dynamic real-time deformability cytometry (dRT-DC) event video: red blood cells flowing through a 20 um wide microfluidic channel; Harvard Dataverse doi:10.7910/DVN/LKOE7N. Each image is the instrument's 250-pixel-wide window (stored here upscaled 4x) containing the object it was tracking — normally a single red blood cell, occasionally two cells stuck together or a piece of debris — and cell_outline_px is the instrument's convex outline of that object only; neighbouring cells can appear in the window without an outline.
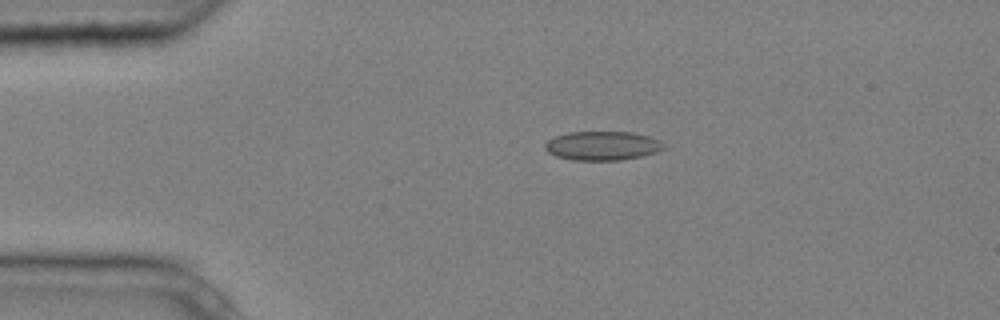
{"species": "common noctule bat (a hibernating species)", "species_latin": "Nyctalus noctula", "temperature_condition": "cold", "stored_images_in_passage": 3, "camera_frame_rate_fps": 3000, "um_per_image_px": 0.085, "animal": {"sex": "male", "body_mass_g": 20.4}, "frame": {"image": 1, "passage_image": 2, "time_ms": 0.333, "image_size_px": [1000, 320], "cell_outline_px": [[664, 148], [656, 152], [640, 156], [620, 160], [572, 160], [556, 156], [548, 152], [544, 148], [544, 144], [548, 140], [556, 136], [568, 132], [632, 132], [648, 136], [660, 140], [664, 144]], "centroid_in_image_um": [51.18, 12.38], "position_along_channel_um": 33.8, "area_um2": 20.0}}